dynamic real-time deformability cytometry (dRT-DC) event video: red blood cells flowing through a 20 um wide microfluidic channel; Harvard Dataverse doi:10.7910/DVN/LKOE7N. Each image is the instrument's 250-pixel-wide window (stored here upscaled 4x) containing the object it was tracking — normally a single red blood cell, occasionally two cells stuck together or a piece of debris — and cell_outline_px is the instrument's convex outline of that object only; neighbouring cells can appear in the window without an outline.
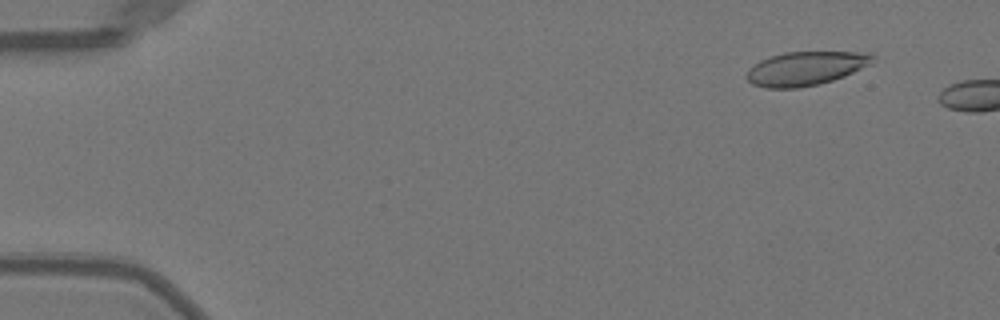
{"species": "Egyptian fruit bat (a non-hibernating species)", "species_latin": "Rousettus aegyptiacus", "temperature_condition": "warm", "stored_images_in_passage": 8, "camera_frame_rate_fps": 3000, "um_per_image_px": 0.085, "animal": {"sex": "female"}, "frame": {"image": 1, "passage_image": 5, "time_ms": 1.333, "image_size_px": [1000, 320], "cell_outline_px": [[876, 56], [872, 64], [844, 76], [820, 84], [796, 88], [768, 88], [752, 84], [744, 76], [748, 68], [760, 60], [784, 52], [872, 52]], "centroid_in_image_um": [68.5, 5.81], "position_along_channel_um": 16.5, "area_um2": 25.09}}